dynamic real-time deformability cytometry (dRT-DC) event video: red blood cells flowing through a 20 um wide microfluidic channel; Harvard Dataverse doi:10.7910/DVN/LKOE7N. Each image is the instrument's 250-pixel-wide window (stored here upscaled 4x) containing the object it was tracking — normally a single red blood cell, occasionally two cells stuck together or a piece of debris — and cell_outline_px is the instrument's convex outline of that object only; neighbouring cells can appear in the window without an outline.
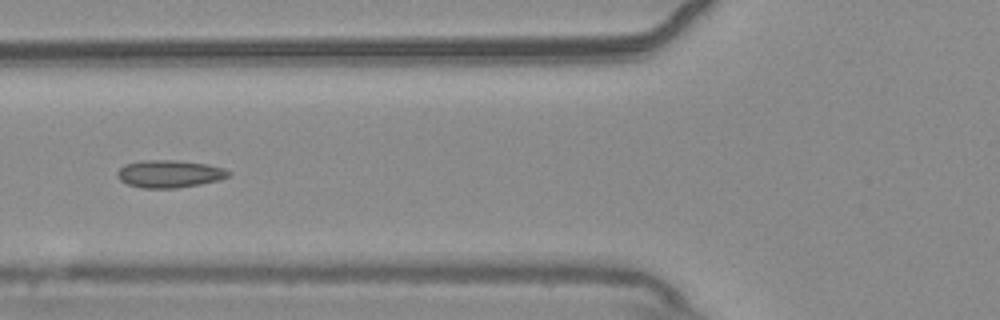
{"species": "common noctule bat (a hibernating species)", "species_latin": "Nyctalus noctula", "temperature_condition": "warm", "stored_images_in_passage": 55, "camera_frame_rate_fps": 3000, "um_per_image_px": 0.085, "animal": {"sex": "male", "body_mass_g": 20.4}, "frame": {"image": 1, "passage_image": 21, "time_ms": 6.667, "image_size_px": [1000, 320], "cell_outline_px": [[232, 172], [228, 176], [220, 180], [200, 184], [176, 188], [144, 188], [128, 184], [120, 180], [116, 176], [116, 172], [124, 164], [144, 160], [176, 160], [208, 164], [224, 168]], "centroid_in_image_um": [14.41, 14.77], "position_along_channel_um": 111.4, "area_um2": 17.92}}
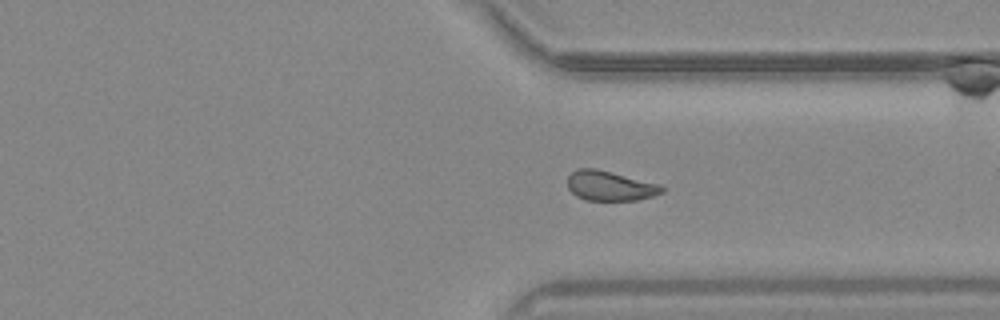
{"frame": {"image": 2, "passage_image": 41, "time_ms": 13.333, "image_size_px": [1000, 320], "cell_outline_px": [[664, 192], [652, 196], [636, 200], [584, 200], [576, 196], [568, 188], [568, 176], [576, 168], [596, 168], [660, 184], [664, 188]], "centroid_in_image_um": [51.83, 15.79], "position_along_channel_um": 359.6, "area_um2": 16.42}}
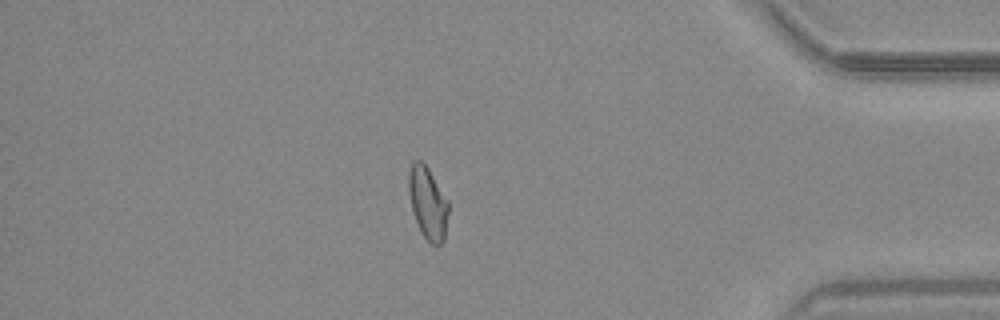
{"frame": {"image": 3, "passage_image": 47, "time_ms": 15.333, "image_size_px": [1000, 320], "cell_outline_px": [[448, 212], [444, 240], [440, 244], [432, 244], [420, 232], [412, 212], [408, 192], [408, 172], [412, 164], [416, 160], [420, 160], [428, 168], [448, 200]], "centroid_in_image_um": [36.34, 17.25], "position_along_channel_um": 398.9, "area_um2": 16.7}, "authors_computed_cell_mechanics": {"area_um2": 17.4556, "velocity_mm_per_s": 3.7275, "shape_relaxation_time_tau1_ms": null, "shape_relaxation_time_tau2_ms": 2.0557, "deformation_change_tau1": null, "deformation_change_tau2": 0.0781}}